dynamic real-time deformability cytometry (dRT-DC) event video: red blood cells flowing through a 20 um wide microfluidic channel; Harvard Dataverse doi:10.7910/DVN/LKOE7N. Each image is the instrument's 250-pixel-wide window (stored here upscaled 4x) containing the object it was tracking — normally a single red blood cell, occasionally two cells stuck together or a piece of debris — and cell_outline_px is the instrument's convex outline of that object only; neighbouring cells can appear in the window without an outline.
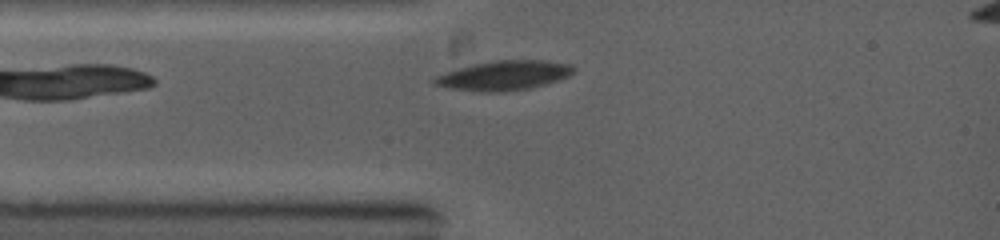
{"species": "common noctule bat (a hibernating species)", "species_latin": "Nyctalus noctula", "temperature_condition": "warm", "stored_images_in_passage": 44, "camera_frame_rate_fps": 5000, "um_per_image_px": 0.085, "animal": {"sex": "female", "body_mass_g": 19.0, "forearm_length_mm": 53.3}, "frame": {"image": 1, "passage_image": 2, "time_ms": 0.2, "image_size_px": [1000, 240], "cell_outline_px": [[576, 72], [560, 80], [548, 84], [528, 88], [504, 92], [484, 92], [452, 88], [432, 84], [432, 80], [436, 76], [444, 72], [472, 64], [496, 60], [548, 60], [568, 64], [576, 68]], "centroid_in_image_um": [42.87, 6.41], "position_along_channel_um": 42.1, "area_um2": 24.1}}
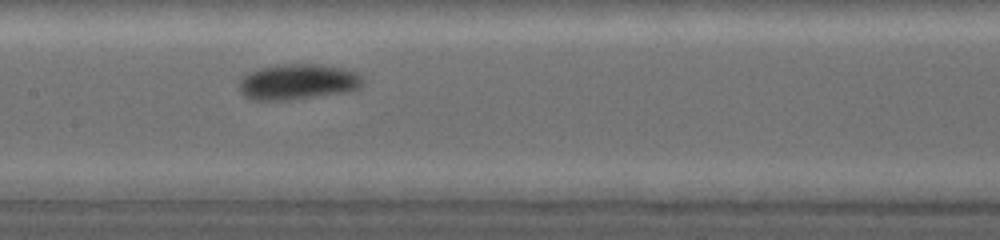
{"frame": {"image": 2, "passage_image": 21, "time_ms": 3.4, "image_size_px": [1000, 240], "cell_outline_px": [[360, 88], [348, 92], [288, 100], [252, 100], [244, 96], [240, 92], [236, 84], [248, 72], [256, 68], [284, 64], [320, 64], [344, 68], [356, 72], [360, 76]], "centroid_in_image_um": [25.25, 6.96], "position_along_channel_um": 182.1, "area_um2": 25.89}}
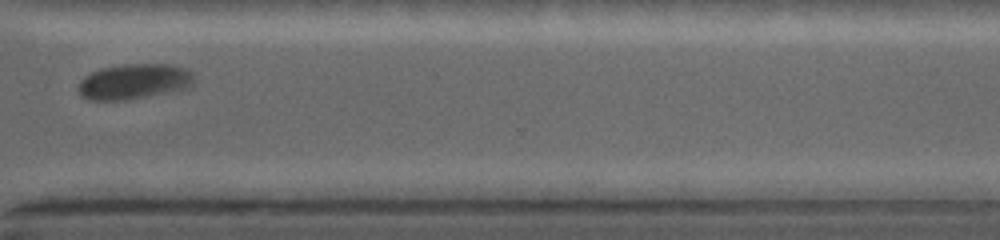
{"frame": {"image": 3, "passage_image": 38, "time_ms": 7.4, "image_size_px": [1000, 240], "cell_outline_px": [[192, 84], [188, 88], [124, 100], [88, 100], [80, 96], [76, 88], [80, 80], [84, 76], [100, 68], [124, 64], [172, 64], [184, 68], [192, 72]], "centroid_in_image_um": [11.32, 6.92], "position_along_channel_um": 359.3, "area_um2": 23.87}}